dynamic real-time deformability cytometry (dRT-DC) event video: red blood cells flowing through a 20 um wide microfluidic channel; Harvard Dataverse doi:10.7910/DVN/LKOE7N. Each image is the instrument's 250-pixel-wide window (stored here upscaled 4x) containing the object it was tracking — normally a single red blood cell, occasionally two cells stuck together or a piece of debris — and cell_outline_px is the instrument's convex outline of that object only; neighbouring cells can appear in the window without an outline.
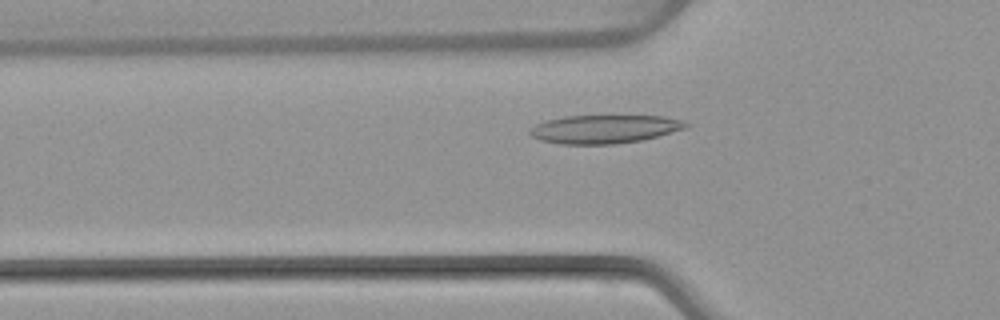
{"species": "common noctule bat (a hibernating species)", "species_latin": "Nyctalus noctula", "temperature_condition": "warm", "stored_images_in_passage": 44, "camera_frame_rate_fps": 3000, "um_per_image_px": 0.085, "animal": {"sex": "female", "body_mass_g": 22.7, "forearm_length_mm": 54.2}, "frame": {"image": 1, "passage_image": 10, "time_ms": 3.0, "image_size_px": [1000, 320], "cell_outline_px": [[692, 124], [688, 128], [640, 140], [616, 144], [560, 144], [540, 140], [532, 136], [528, 132], [528, 128], [536, 124], [548, 120], [564, 116], [664, 116], [684, 120]], "centroid_in_image_um": [51.4, 10.97], "position_along_channel_um": 74.4, "area_um2": 25.95}}
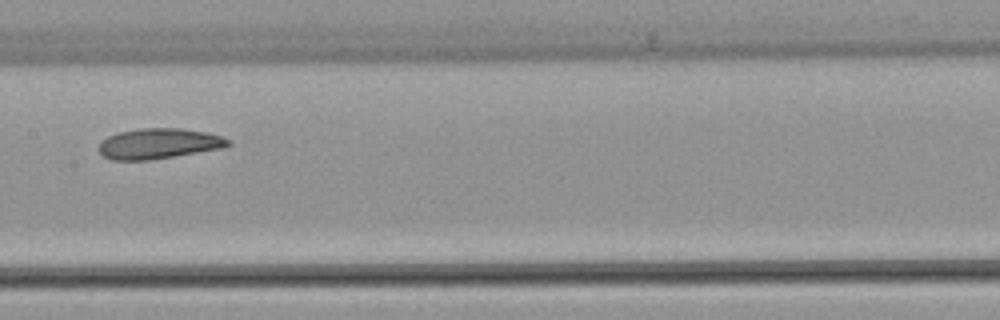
{"frame": {"image": 2, "passage_image": 19, "time_ms": 6.0, "image_size_px": [1000, 320], "cell_outline_px": [[232, 144], [224, 148], [148, 160], [112, 160], [104, 156], [96, 148], [100, 140], [116, 132], [140, 128], [180, 128], [204, 132], [220, 136], [232, 140]], "centroid_in_image_um": [13.46, 12.2], "position_along_channel_um": 193.9, "area_um2": 23.12}}
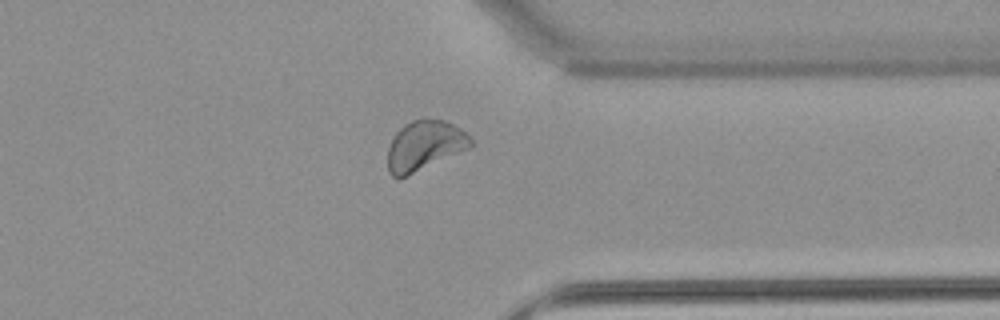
{"frame": {"image": 3, "passage_image": 33, "time_ms": 10.667, "image_size_px": [1000, 320], "cell_outline_px": [[472, 144], [468, 148], [404, 176], [392, 176], [388, 172], [388, 148], [396, 132], [404, 124], [412, 120], [444, 120], [460, 128], [472, 140]], "centroid_in_image_um": [36.05, 12.35], "position_along_channel_um": 375.3, "area_um2": 23.18}, "authors_computed_cell_mechanics": {"area_um2": 23.7558, "velocity_mm_per_s": 3.973, "shape_relaxation_time_tau1_ms": 5.2757, "shape_relaxation_time_tau2_ms": 2.6995, "deformation_change_tau1": 0.1463, "deformation_change_tau2": 0.0525}}